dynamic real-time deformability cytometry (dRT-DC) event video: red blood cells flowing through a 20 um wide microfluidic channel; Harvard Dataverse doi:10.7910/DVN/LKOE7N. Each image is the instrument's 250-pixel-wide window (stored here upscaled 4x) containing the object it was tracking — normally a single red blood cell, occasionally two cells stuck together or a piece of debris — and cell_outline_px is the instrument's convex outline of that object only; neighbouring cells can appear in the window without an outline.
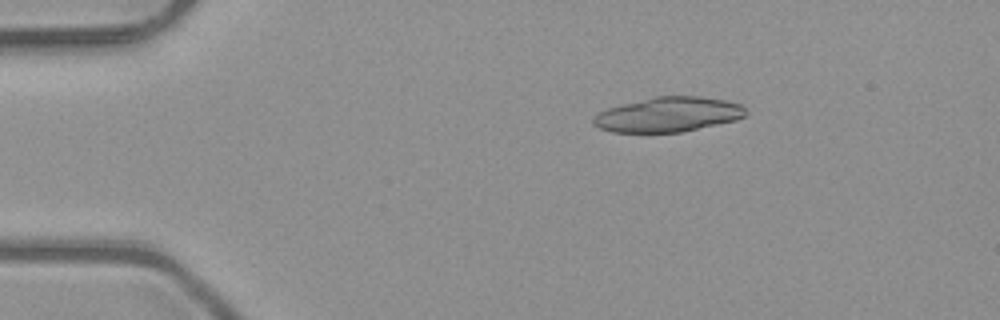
{"species": "common noctule bat (a hibernating species)", "species_latin": "Nyctalus noctula", "temperature_condition": "room temperature", "stored_images_in_passage": 4, "camera_frame_rate_fps": 3000, "um_per_image_px": 0.085, "animal": {"sex": "male", "body_mass_g": 23.1, "forearm_length_mm": 52.7}, "frame": {"image": 1, "passage_image": 1, "time_ms": 0.0, "image_size_px": [1000, 320], "cell_outline_px": [[748, 112], [744, 116], [736, 120], [680, 132], [612, 132], [600, 128], [592, 124], [592, 120], [600, 112], [608, 108], [656, 96], [700, 96], [728, 100], [740, 104]], "centroid_in_image_um": [56.83, 9.73], "position_along_channel_um": 28.2, "area_um2": 30.63}}